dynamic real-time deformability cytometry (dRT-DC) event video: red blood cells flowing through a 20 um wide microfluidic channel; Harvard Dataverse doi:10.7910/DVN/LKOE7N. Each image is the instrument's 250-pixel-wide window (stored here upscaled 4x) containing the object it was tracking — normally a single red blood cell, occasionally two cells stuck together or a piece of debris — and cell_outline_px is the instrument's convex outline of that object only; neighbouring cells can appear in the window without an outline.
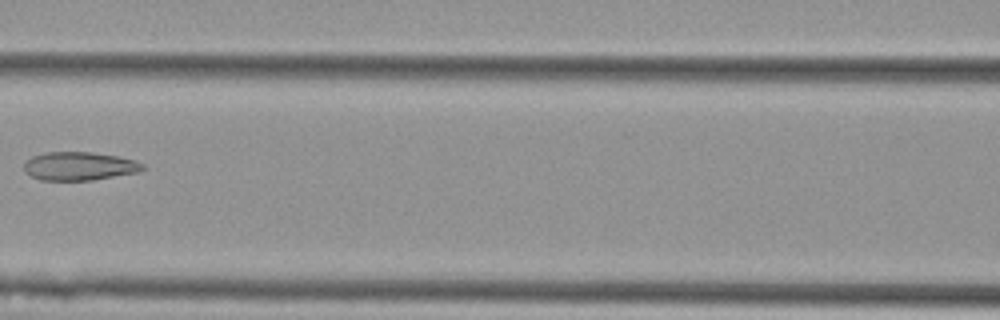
{"species": "Egyptian fruit bat (a non-hibernating species)", "species_latin": "Rousettus aegyptiacus", "temperature_condition": "cold", "stored_images_in_passage": 7, "camera_frame_rate_fps": 3000, "um_per_image_px": 0.085, "animal": {"sex": "female"}, "frame": {"image": 1, "passage_image": 6, "time_ms": 1.667, "image_size_px": [1000, 320], "cell_outline_px": [[144, 168], [136, 172], [92, 180], [40, 180], [24, 172], [24, 164], [32, 156], [44, 152], [92, 152], [116, 156], [136, 160], [144, 164]], "centroid_in_image_um": [6.71, 14.11], "position_along_channel_um": 159.9, "area_um2": 19.54}}
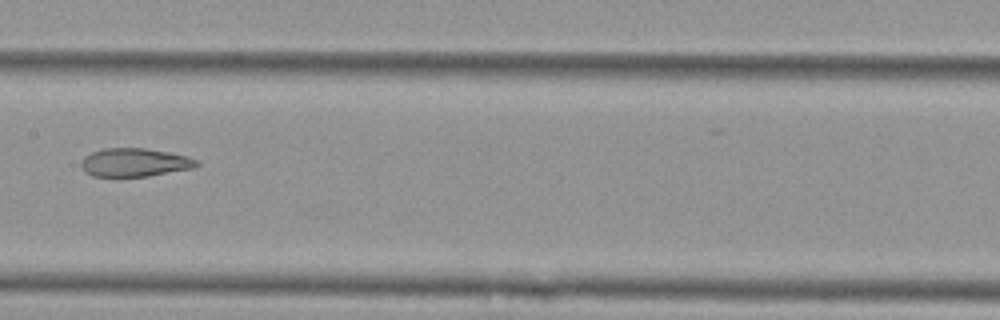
{"frame": {"image": 2, "passage_image": 7, "time_ms": 2.0, "image_size_px": [1000, 320], "cell_outline_px": [[200, 164], [196, 168], [148, 176], [120, 180], [116, 180], [92, 176], [84, 172], [80, 164], [84, 156], [92, 152], [104, 148], [144, 148], [168, 152], [188, 156], [196, 160]], "centroid_in_image_um": [11.4, 13.86], "position_along_channel_um": 196.0, "area_um2": 20.06}}